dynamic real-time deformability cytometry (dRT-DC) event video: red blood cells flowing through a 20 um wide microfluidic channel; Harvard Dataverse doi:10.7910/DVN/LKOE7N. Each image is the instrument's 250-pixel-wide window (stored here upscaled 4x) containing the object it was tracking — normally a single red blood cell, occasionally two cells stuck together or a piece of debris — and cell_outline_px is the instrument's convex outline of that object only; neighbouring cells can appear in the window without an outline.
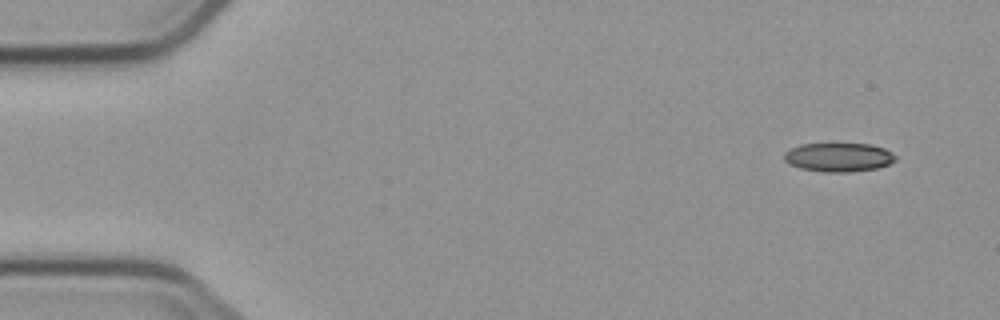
{"species": "common noctule bat (a hibernating species)", "species_latin": "Nyctalus noctula", "temperature_condition": "cold", "stored_images_in_passage": 4, "segment_of_instrument_passage": [2, 2], "camera_frame_rate_fps": 3000, "um_per_image_px": 0.085, "animal": {"sex": "male", "body_mass_g": 23.1, "forearm_length_mm": 52.7}, "frame": {"image": 1, "passage_image": 4, "time_ms": 3.333, "image_size_px": [1000, 320], "cell_outline_px": [[896, 160], [888, 164], [876, 168], [848, 172], [824, 172], [800, 168], [784, 160], [784, 152], [800, 144], [872, 144], [884, 148], [892, 152], [896, 156]], "centroid_in_image_um": [71.3, 13.36], "position_along_channel_um": 13.7, "area_um2": 18.61}}